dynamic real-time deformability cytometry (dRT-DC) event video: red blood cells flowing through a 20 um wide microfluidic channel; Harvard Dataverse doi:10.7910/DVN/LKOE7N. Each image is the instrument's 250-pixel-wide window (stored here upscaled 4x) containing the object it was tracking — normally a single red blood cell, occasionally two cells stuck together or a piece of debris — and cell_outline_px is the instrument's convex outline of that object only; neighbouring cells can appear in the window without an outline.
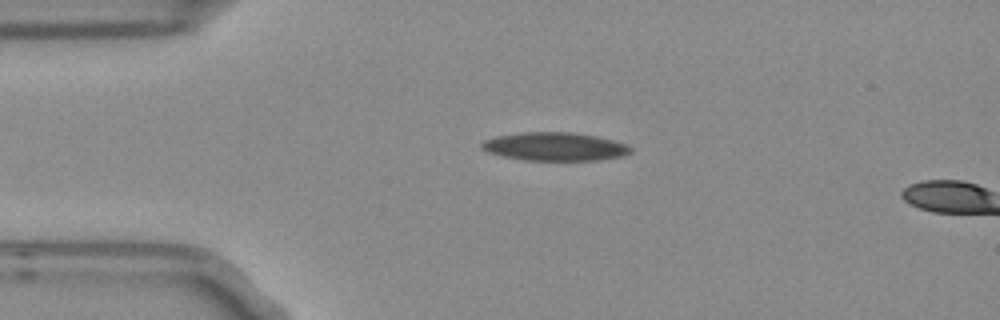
{"species": "Egyptian fruit bat (a non-hibernating species)", "species_latin": "Rousettus aegyptiacus", "temperature_condition": "room temperature", "stored_images_in_passage": 3, "segment_of_instrument_passage": [1, 2], "camera_frame_rate_fps": 3000, "um_per_image_px": 0.085, "frame": {"image": 1, "passage_image": 2, "time_ms": 0.333, "image_size_px": [1000, 320], "cell_outline_px": [[632, 152], [624, 156], [596, 160], [524, 160], [504, 156], [488, 152], [480, 148], [480, 144], [484, 140], [496, 136], [520, 132], [572, 132], [596, 136], [628, 144], [632, 148]], "centroid_in_image_um": [47.17, 12.45], "position_along_channel_um": 37.8, "area_um2": 24.68}}